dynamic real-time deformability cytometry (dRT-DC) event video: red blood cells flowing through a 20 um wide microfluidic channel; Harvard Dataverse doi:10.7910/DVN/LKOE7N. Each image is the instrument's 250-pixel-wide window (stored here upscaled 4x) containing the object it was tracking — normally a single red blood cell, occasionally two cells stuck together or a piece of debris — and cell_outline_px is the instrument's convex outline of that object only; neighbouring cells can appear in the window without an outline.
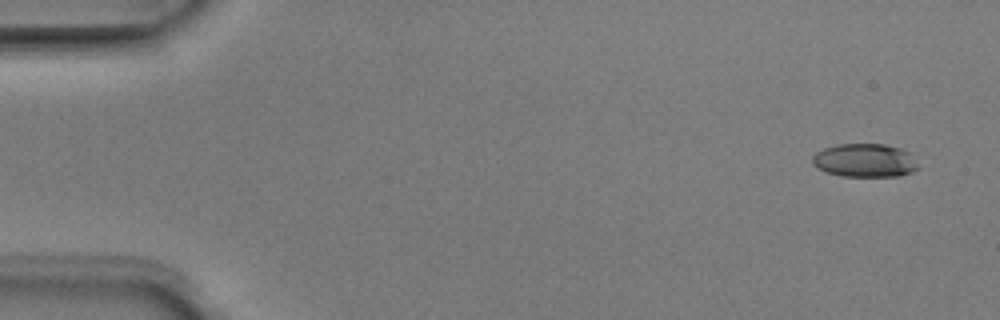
{"species": "Egyptian fruit bat (a non-hibernating species)", "species_latin": "Rousettus aegyptiacus", "temperature_condition": "room temperature", "stored_images_in_passage": 4, "camera_frame_rate_fps": 3000, "um_per_image_px": 0.085, "animal": {"sex": "male"}, "frame": {"image": 1, "passage_image": 1, "time_ms": 0.0, "image_size_px": [1000, 320], "cell_outline_px": [[920, 168], [912, 172], [900, 176], [840, 176], [816, 168], [812, 164], [812, 156], [816, 152], [824, 148], [836, 144], [884, 144], [900, 148], [912, 152]], "centroid_in_image_um": [73.54, 13.63], "position_along_channel_um": 11.5, "area_um2": 20.98}}
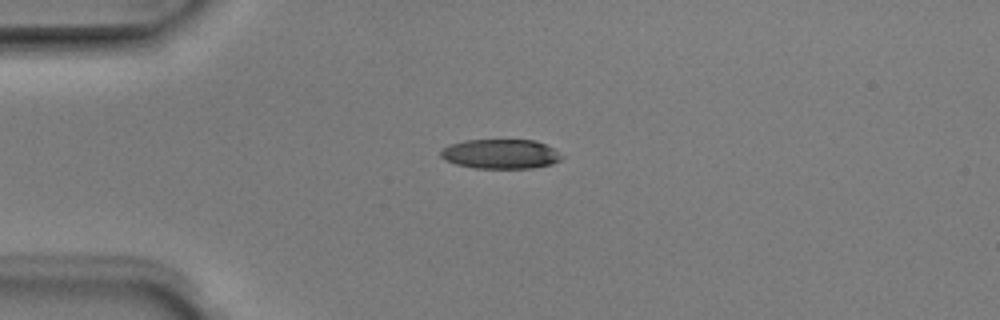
{"frame": {"image": 2, "passage_image": 4, "time_ms": 1.0, "image_size_px": [1000, 320], "cell_outline_px": [[564, 156], [560, 160], [552, 164], [532, 168], [476, 168], [456, 164], [444, 160], [440, 156], [440, 152], [448, 144], [464, 140], [536, 140], [556, 148]], "centroid_in_image_um": [42.58, 13.08], "position_along_channel_um": 42.4, "area_um2": 21.1}}